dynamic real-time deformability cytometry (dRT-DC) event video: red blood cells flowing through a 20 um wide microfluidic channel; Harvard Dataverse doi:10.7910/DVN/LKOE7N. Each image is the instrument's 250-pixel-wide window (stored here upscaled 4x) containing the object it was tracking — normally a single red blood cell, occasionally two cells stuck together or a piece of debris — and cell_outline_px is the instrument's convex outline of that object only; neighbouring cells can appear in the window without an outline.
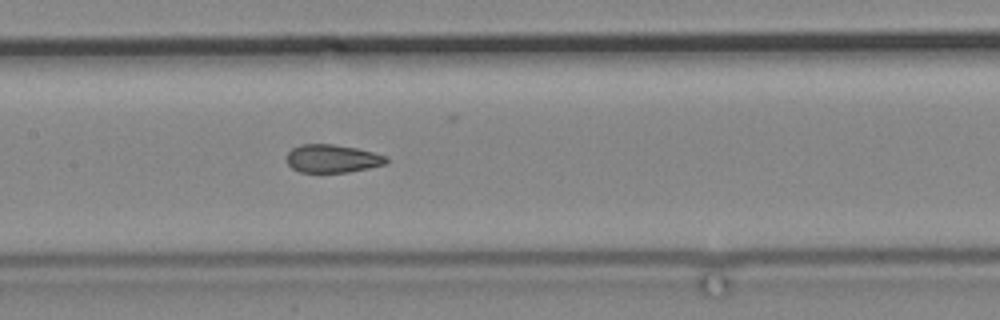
{"species": "common noctule bat (a hibernating species)", "species_latin": "Nyctalus noctula", "temperature_condition": "cold", "stored_images_in_passage": 12, "camera_frame_rate_fps": 3000, "um_per_image_px": 0.085, "animal": {"sex": "male", "body_mass_g": 19.2, "forearm_length_mm": 51.8}, "frame": {"image": 1, "passage_image": 12, "time_ms": 14.333, "image_size_px": [1000, 320], "cell_outline_px": [[388, 164], [348, 172], [300, 172], [292, 168], [288, 164], [288, 152], [292, 148], [304, 144], [332, 144], [356, 148], [388, 156]], "centroid_in_image_um": [28.29, 13.48], "position_along_channel_um": 179.1, "area_um2": 16.24}}